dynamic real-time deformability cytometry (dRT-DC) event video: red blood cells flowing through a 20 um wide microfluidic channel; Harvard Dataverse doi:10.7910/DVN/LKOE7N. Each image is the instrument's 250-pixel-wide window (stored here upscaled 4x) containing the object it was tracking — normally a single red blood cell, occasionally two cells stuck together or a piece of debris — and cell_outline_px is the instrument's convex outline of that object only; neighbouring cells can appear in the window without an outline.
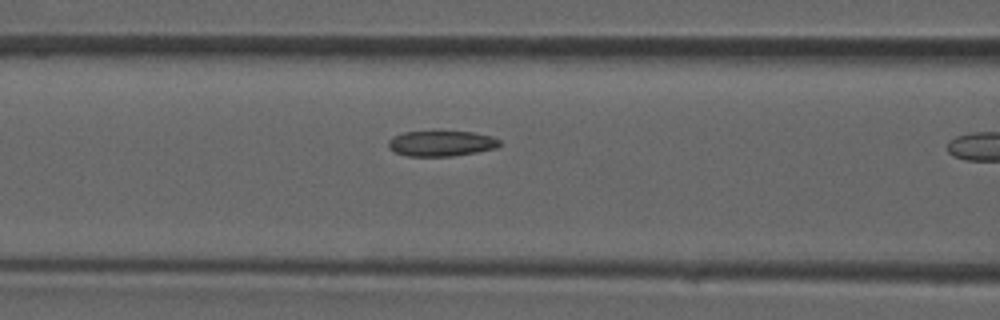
{"species": "common noctule bat (a hibernating species)", "species_latin": "Nyctalus noctula", "temperature_condition": "room temperature", "stored_images_in_passage": 6, "camera_frame_rate_fps": 3000, "um_per_image_px": 0.085, "animal": {"sex": "male", "forearm_length_mm": 52.5}, "frame": {"image": 1, "passage_image": 5, "time_ms": 1.333, "image_size_px": [1000, 320], "cell_outline_px": [[500, 144], [496, 148], [476, 152], [452, 156], [408, 156], [396, 152], [388, 148], [388, 140], [392, 136], [404, 132], [472, 132], [492, 136], [500, 140]], "centroid_in_image_um": [37.49, 12.19], "position_along_channel_um": 129.1, "area_um2": 16.42}}